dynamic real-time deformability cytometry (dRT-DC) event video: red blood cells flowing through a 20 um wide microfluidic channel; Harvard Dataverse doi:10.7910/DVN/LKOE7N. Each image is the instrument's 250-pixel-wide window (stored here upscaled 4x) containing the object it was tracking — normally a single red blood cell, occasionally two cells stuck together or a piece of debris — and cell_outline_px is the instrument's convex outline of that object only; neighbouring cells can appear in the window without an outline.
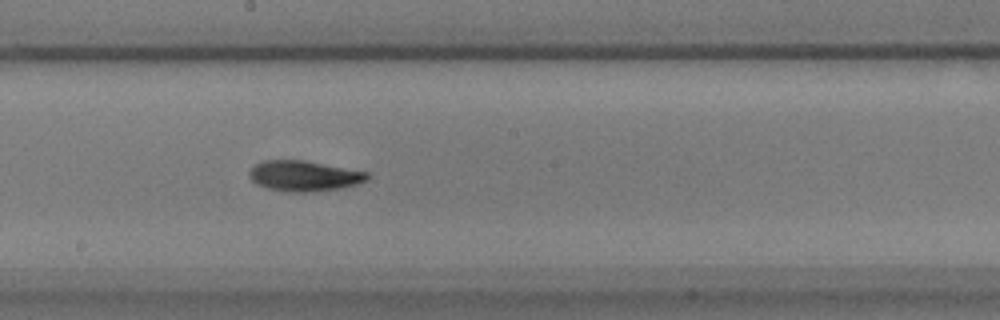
{"species": "common noctule bat (a hibernating species)", "species_latin": "Nyctalus noctula", "temperature_condition": "warm", "stored_images_in_passage": 17, "camera_frame_rate_fps": 3000, "um_per_image_px": 0.085, "animal": {"sex": "male", "body_mass_g": 17.9}, "frame": {"image": 1, "passage_image": 13, "time_ms": 4.0, "image_size_px": [1000, 320], "cell_outline_px": [[368, 180], [356, 184], [340, 188], [312, 192], [288, 192], [268, 188], [256, 184], [248, 176], [248, 172], [256, 164], [264, 160], [304, 160], [368, 172]], "centroid_in_image_um": [25.83, 14.95], "position_along_channel_um": 222.4, "area_um2": 20.92}}